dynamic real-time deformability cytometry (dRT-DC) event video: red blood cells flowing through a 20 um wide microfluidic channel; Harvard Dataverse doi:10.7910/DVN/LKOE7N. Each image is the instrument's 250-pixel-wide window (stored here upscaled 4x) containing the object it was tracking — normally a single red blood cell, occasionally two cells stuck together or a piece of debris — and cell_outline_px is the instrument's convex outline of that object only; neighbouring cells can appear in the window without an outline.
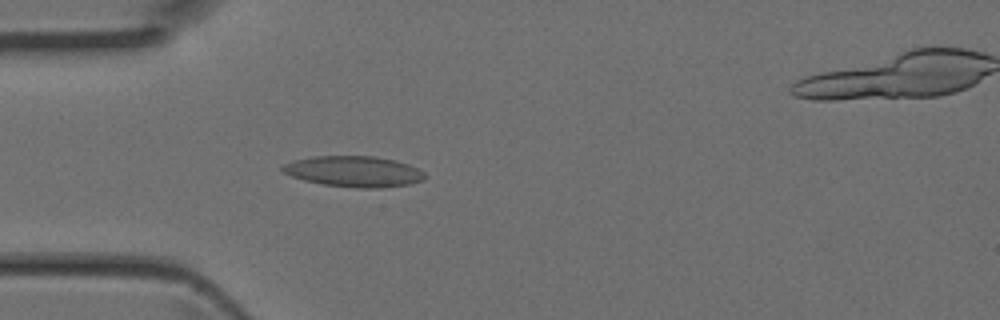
{"species": "Egyptian fruit bat (a non-hibernating species)", "species_latin": "Rousettus aegyptiacus", "temperature_condition": "room temperature", "stored_images_in_passage": 33, "camera_frame_rate_fps": 3000, "um_per_image_px": 0.085, "animal": {"sex": "female"}, "frame": {"image": 1, "passage_image": 4, "time_ms": 1.0, "image_size_px": [1000, 320], "cell_outline_px": [[424, 180], [408, 184], [380, 188], [356, 188], [320, 184], [304, 180], [292, 176], [284, 172], [280, 168], [284, 164], [292, 160], [312, 156], [372, 156], [396, 160], [408, 164], [424, 172]], "centroid_in_image_um": [30.05, 14.57], "position_along_channel_um": 54.9, "area_um2": 25.61}}
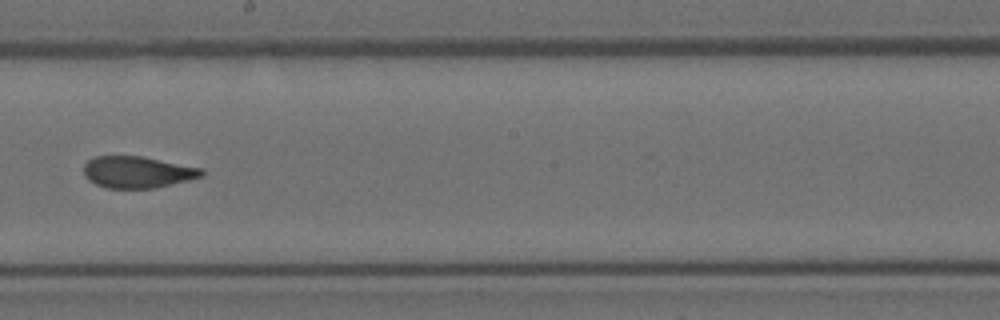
{"frame": {"image": 2, "passage_image": 16, "time_ms": 5.0, "image_size_px": [1000, 320], "cell_outline_px": [[204, 176], [156, 188], [104, 188], [88, 180], [84, 176], [84, 164], [88, 160], [96, 156], [144, 156], [204, 168]], "centroid_in_image_um": [11.7, 14.62], "position_along_channel_um": 236.5, "area_um2": 22.02}}
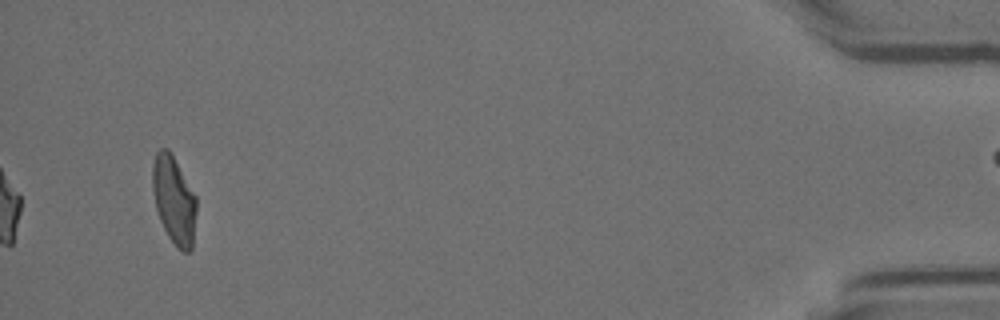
{"frame": {"image": 3, "passage_image": 33, "time_ms": 10.667, "image_size_px": [1000, 320], "cell_outline_px": [[196, 212], [192, 248], [188, 252], [180, 252], [176, 248], [168, 236], [160, 220], [156, 208], [152, 188], [152, 164], [156, 152], [160, 148], [168, 148], [196, 196]], "centroid_in_image_um": [14.78, 17.02], "position_along_channel_um": 420.4, "area_um2": 22.48}}